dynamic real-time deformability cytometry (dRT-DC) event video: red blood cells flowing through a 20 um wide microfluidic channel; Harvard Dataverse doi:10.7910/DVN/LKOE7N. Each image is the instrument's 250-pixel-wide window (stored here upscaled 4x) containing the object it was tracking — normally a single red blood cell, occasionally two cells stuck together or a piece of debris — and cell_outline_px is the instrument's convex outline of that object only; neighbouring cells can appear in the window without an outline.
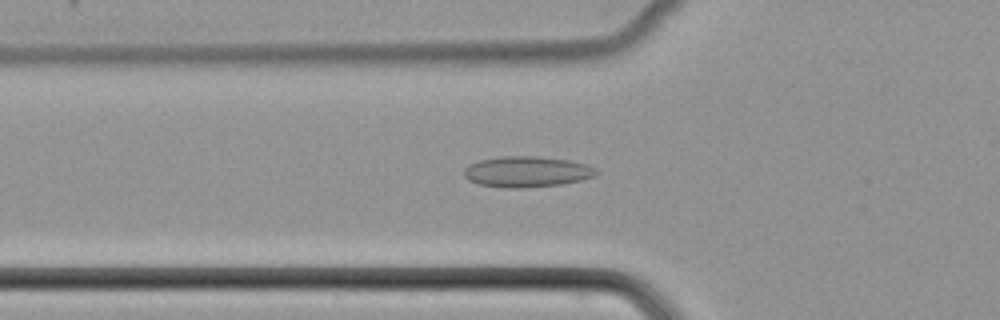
{"species": "common noctule bat (a hibernating species)", "species_latin": "Nyctalus noctula", "temperature_condition": "cold", "stored_images_in_passage": 52, "camera_frame_rate_fps": 3000, "um_per_image_px": 0.085, "animal": {"sex": "female", "body_mass_g": 22.7, "forearm_length_mm": 54.2}, "frame": {"image": 1, "passage_image": 19, "time_ms": 6.0, "image_size_px": [1000, 320], "cell_outline_px": [[600, 172], [596, 176], [580, 180], [560, 184], [520, 188], [500, 188], [480, 184], [468, 180], [464, 176], [464, 168], [468, 164], [480, 160], [500, 156], [536, 156], [568, 160], [584, 164], [596, 168]], "centroid_in_image_um": [44.76, 14.59], "position_along_channel_um": 81.0, "area_um2": 23.81}}
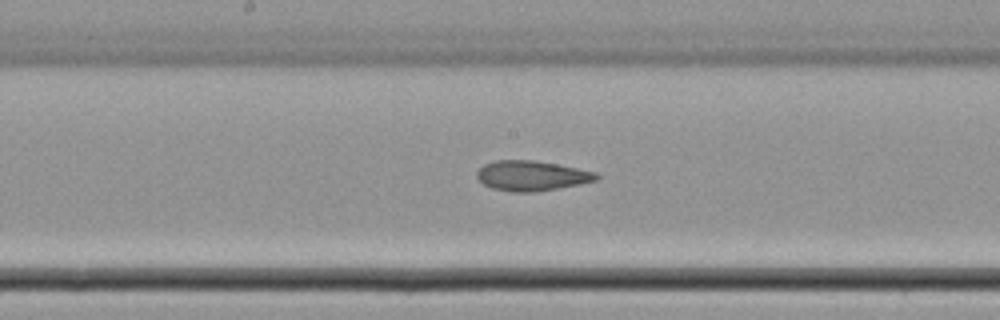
{"frame": {"image": 2, "passage_image": 28, "time_ms": 9.0, "image_size_px": [1000, 320], "cell_outline_px": [[600, 176], [596, 180], [580, 184], [532, 192], [512, 192], [492, 188], [484, 184], [476, 176], [476, 172], [484, 164], [496, 160], [532, 160], [556, 164], [596, 172]], "centroid_in_image_um": [45.17, 14.93], "position_along_channel_um": 203.0, "area_um2": 20.69}}
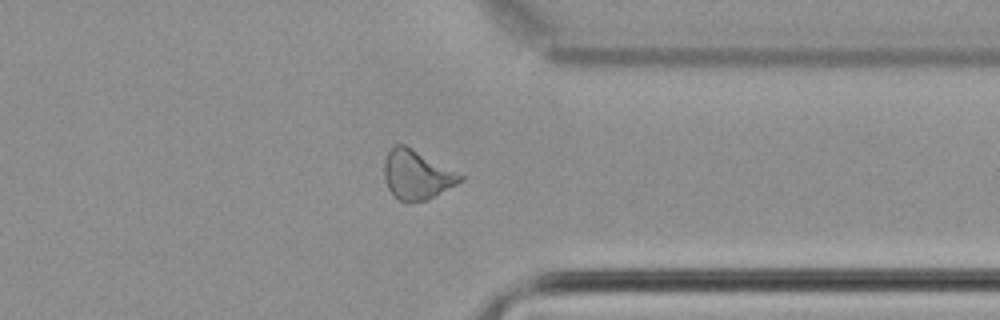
{"frame": {"image": 3, "passage_image": 41, "time_ms": 13.333, "image_size_px": [1000, 320], "cell_outline_px": [[464, 180], [436, 196], [428, 200], [400, 200], [388, 188], [384, 176], [384, 160], [388, 152], [396, 144], [404, 144], [412, 148], [464, 176]], "centroid_in_image_um": [35.43, 14.84], "position_along_channel_um": 376.0, "area_um2": 21.33}}